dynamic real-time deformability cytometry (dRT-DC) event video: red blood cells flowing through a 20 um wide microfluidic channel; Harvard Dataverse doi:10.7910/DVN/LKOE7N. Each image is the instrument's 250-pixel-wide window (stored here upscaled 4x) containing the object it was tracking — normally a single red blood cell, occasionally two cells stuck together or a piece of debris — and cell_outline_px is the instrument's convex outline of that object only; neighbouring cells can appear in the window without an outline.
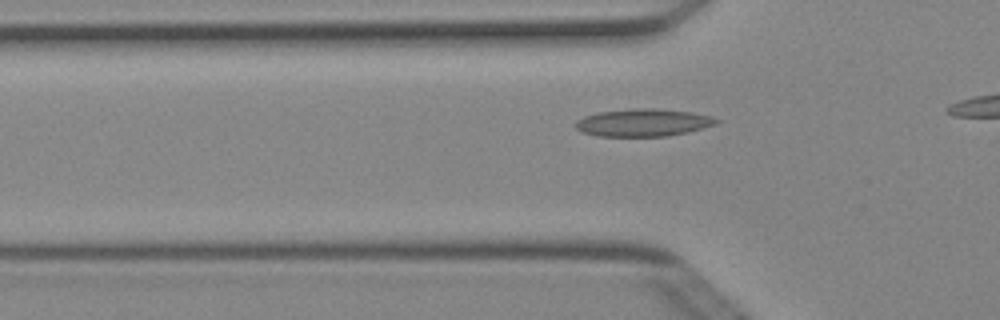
{"species": "Egyptian fruit bat (a non-hibernating species)", "species_latin": "Rousettus aegyptiacus", "temperature_condition": "cold", "stored_images_in_passage": 13, "camera_frame_rate_fps": 3000, "um_per_image_px": 0.085, "animal": {"sex": "female"}, "frame": {"image": 1, "passage_image": 10, "time_ms": 3.0, "image_size_px": [1000, 320], "cell_outline_px": [[720, 120], [716, 124], [688, 132], [668, 136], [596, 136], [580, 132], [576, 128], [576, 120], [584, 116], [600, 112], [632, 108], [656, 108], [692, 112], [712, 116]], "centroid_in_image_um": [54.67, 10.42], "position_along_channel_um": 71.1, "area_um2": 22.72}}